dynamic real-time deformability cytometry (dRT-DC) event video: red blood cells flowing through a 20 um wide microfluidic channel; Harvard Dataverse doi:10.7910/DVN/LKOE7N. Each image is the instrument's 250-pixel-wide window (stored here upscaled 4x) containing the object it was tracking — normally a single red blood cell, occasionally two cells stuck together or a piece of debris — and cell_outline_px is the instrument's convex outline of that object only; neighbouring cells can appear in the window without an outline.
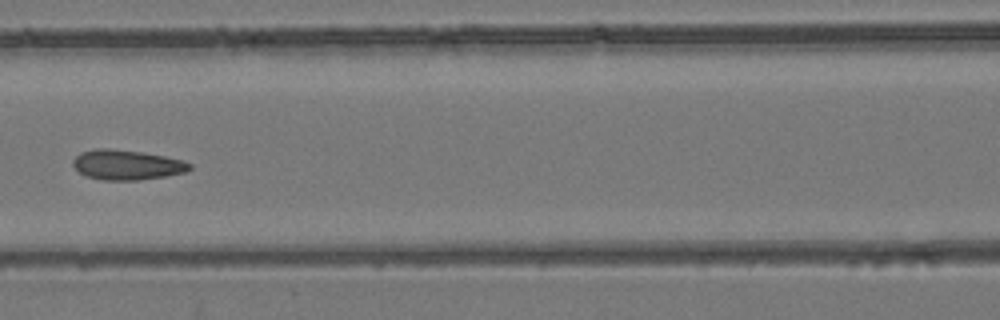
{"species": "common noctule bat (a hibernating species)", "species_latin": "Nyctalus noctula", "temperature_condition": "room temperature", "stored_images_in_passage": 8, "camera_frame_rate_fps": 3000, "um_per_image_px": 0.085, "animal": {"sex": "female", "body_mass_g": 24.6, "forearm_length_mm": 56.2}, "frame": {"image": 1, "passage_image": 7, "time_ms": 8.0, "image_size_px": [1000, 320], "cell_outline_px": [[192, 168], [184, 172], [164, 176], [140, 180], [100, 180], [84, 176], [72, 164], [72, 160], [80, 152], [96, 148], [112, 148], [144, 152], [184, 160], [192, 164]], "centroid_in_image_um": [10.76, 14.0], "position_along_channel_um": 155.8, "area_um2": 20.58}}
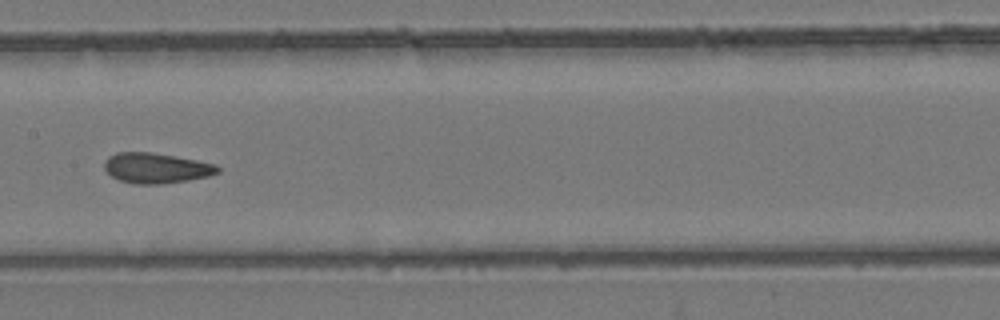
{"frame": {"image": 2, "passage_image": 8, "time_ms": 9.0, "image_size_px": [1000, 320], "cell_outline_px": [[220, 172], [208, 176], [188, 180], [160, 184], [136, 184], [120, 180], [112, 176], [104, 168], [104, 160], [108, 156], [116, 152], [152, 152], [196, 160], [216, 164], [220, 168]], "centroid_in_image_um": [13.27, 14.28], "position_along_channel_um": 194.1, "area_um2": 20.0}}